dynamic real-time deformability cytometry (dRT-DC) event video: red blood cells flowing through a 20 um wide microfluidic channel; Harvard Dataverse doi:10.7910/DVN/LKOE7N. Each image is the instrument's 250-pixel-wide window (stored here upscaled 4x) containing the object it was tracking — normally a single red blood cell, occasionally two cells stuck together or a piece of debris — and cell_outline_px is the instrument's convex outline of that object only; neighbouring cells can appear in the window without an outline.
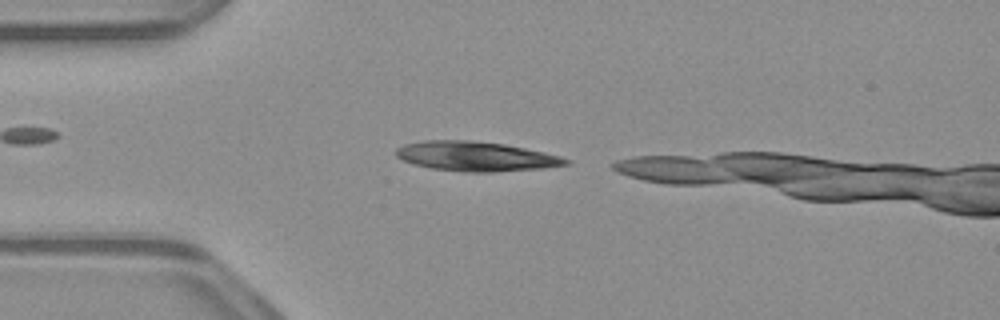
{"species": "common noctule bat (a hibernating species)", "species_latin": "Nyctalus noctula", "temperature_condition": "warm", "stored_images_in_passage": 7, "camera_frame_rate_fps": 3000, "um_per_image_px": 0.085, "animal": {"sex": "male", "body_mass_g": 23.1, "forearm_length_mm": 52.7}, "frame": {"image": 1, "passage_image": 1, "time_ms": 0.0, "image_size_px": [1000, 320], "cell_outline_px": [[572, 164], [544, 168], [492, 172], [464, 172], [432, 168], [412, 164], [396, 156], [396, 148], [404, 144], [424, 140], [472, 140], [504, 144], [544, 152], [560, 156], [572, 160]], "centroid_in_image_um": [40.47, 13.29], "position_along_channel_um": 44.5, "area_um2": 29.42}}